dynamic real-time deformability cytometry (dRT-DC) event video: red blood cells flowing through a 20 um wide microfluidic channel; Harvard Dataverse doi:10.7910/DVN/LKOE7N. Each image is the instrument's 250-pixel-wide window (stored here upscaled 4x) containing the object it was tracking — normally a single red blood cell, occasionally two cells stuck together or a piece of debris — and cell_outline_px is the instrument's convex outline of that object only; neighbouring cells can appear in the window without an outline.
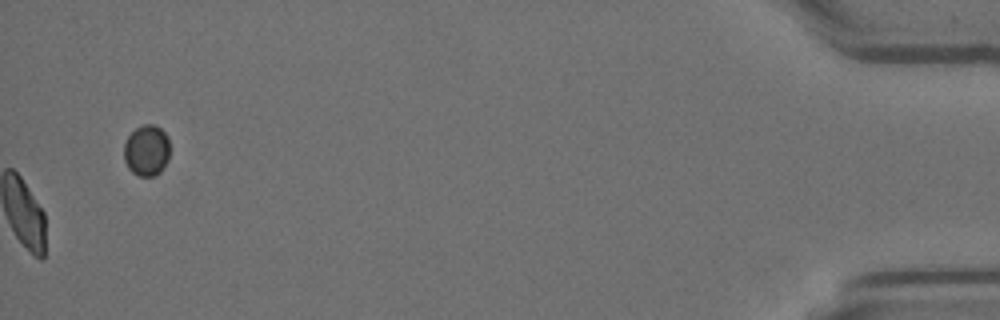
{"species": "Egyptian fruit bat (a non-hibernating species)", "species_latin": "Rousettus aegyptiacus", "temperature_condition": "room temperature", "stored_images_in_passage": 53, "camera_frame_rate_fps": 3000, "um_per_image_px": 0.085, "animal": {"sex": "female"}, "frame": {"image": 1, "passage_image": 53, "time_ms": 17.333, "image_size_px": [1000, 320], "cell_outline_px": [[168, 160], [160, 172], [152, 176], [136, 176], [128, 168], [124, 160], [124, 144], [128, 136], [136, 128], [144, 124], [152, 124], [160, 128], [168, 136]], "centroid_in_image_um": [12.44, 12.79], "position_along_channel_um": 422.8, "area_um2": 13.64}}